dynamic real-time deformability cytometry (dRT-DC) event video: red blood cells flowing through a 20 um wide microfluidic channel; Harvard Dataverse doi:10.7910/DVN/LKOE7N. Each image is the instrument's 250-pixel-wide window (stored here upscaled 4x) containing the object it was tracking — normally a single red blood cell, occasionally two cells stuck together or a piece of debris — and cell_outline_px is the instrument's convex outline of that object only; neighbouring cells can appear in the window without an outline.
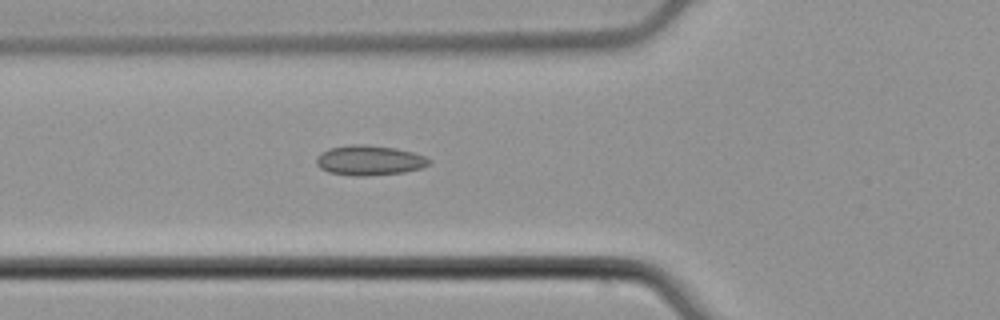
{"species": "common noctule bat (a hibernating species)", "species_latin": "Nyctalus noctula", "temperature_condition": "cold", "stored_images_in_passage": 5, "camera_frame_rate_fps": 3000, "um_per_image_px": 0.085, "animal": {"sex": "male", "body_mass_g": 21.5, "forearm_length_mm": 52.0}, "frame": {"image": 1, "passage_image": 5, "time_ms": 1.333, "image_size_px": [1000, 320], "cell_outline_px": [[432, 160], [428, 164], [420, 168], [404, 172], [368, 176], [352, 176], [328, 172], [320, 168], [316, 164], [316, 160], [320, 152], [328, 148], [352, 144], [364, 144], [396, 148], [412, 152], [424, 156]], "centroid_in_image_um": [31.36, 13.63], "position_along_channel_um": 94.4, "area_um2": 19.77}}